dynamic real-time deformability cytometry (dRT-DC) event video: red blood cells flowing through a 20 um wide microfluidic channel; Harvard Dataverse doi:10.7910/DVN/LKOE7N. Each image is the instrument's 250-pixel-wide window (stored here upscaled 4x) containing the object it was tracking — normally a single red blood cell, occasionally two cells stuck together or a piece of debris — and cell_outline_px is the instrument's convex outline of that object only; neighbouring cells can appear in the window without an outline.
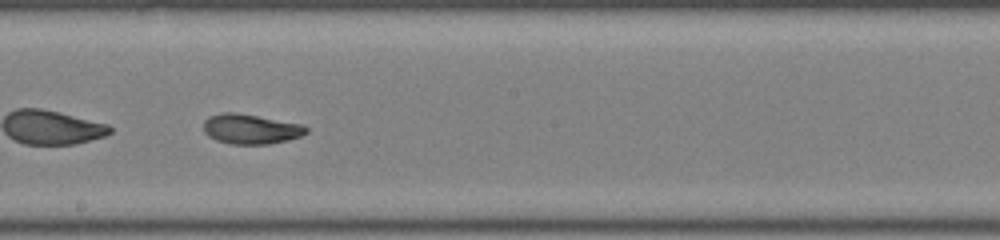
{"species": "common noctule bat (a hibernating species)", "species_latin": "Nyctalus noctula", "temperature_condition": "room temperature", "stored_images_in_passage": 36, "camera_frame_rate_fps": 3000, "um_per_image_px": 0.085, "animal": {"sex": "male", "body_mass_g": 19.0, "forearm_length_mm": 50.8}, "frame": {"image": 1, "passage_image": 16, "time_ms": 5.0, "image_size_px": [1000, 240], "cell_outline_px": [[308, 132], [300, 136], [288, 140], [268, 144], [232, 144], [216, 140], [208, 136], [204, 132], [204, 120], [220, 112], [236, 112], [300, 124], [308, 128]], "centroid_in_image_um": [21.29, 10.97], "position_along_channel_um": 226.9, "area_um2": 17.74}, "authors_computed_cell_mechanics": {"area_um2": 18.0625, "velocity_mm_per_s": 4.0651, "shape_relaxation_time_tau1_ms": 7.8354, "shape_relaxation_time_tau2_ms": 2.9703, "deformation_change_tau1": 0.2668, "deformation_change_tau2": 0.0934}}